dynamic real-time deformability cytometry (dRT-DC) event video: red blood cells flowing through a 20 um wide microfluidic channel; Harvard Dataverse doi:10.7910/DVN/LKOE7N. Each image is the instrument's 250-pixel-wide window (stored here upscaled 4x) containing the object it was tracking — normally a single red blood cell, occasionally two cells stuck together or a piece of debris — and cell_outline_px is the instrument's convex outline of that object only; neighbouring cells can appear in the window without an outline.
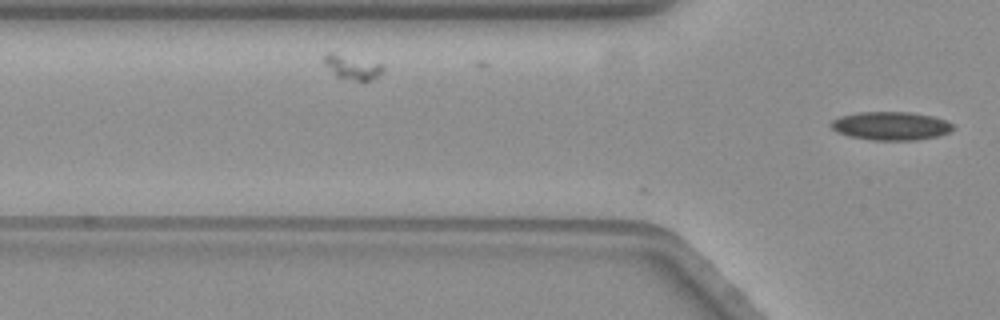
{"species": "common noctule bat (a hibernating species)", "species_latin": "Nyctalus noctula", "temperature_condition": "warm", "stored_images_in_passage": 8, "camera_frame_rate_fps": 3000, "um_per_image_px": 0.085, "animal": {"sex": "female", "body_mass_g": 19.3, "forearm_length_mm": 54.1}, "frame": {"image": 1, "passage_image": 8, "time_ms": 2.333, "image_size_px": [1000, 320], "cell_outline_px": [[956, 128], [948, 132], [936, 136], [916, 140], [872, 140], [848, 136], [836, 132], [828, 124], [832, 120], [840, 116], [856, 112], [908, 112], [932, 116], [944, 120], [952, 124]], "centroid_in_image_um": [75.67, 10.7], "position_along_channel_um": 50.1, "area_um2": 20.23}}